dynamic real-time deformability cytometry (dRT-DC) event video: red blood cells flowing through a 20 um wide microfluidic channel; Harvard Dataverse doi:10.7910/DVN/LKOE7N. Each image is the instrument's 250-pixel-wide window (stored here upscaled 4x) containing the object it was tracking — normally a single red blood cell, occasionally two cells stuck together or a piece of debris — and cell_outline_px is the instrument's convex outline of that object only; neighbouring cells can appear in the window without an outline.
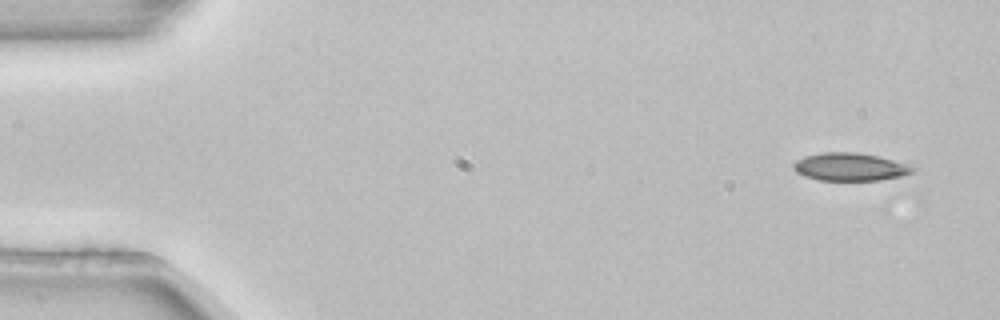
{"species": "common noctule bat (a hibernating species)", "species_latin": "Nyctalus noctula", "temperature_condition": "room temperature", "stored_images_in_passage": 4, "camera_frame_rate_fps": 3000, "um_per_image_px": 0.085, "animal": {"sex": "female", "body_mass_g": 22.7, "forearm_length_mm": 54.2}, "frame": {"image": 1, "passage_image": 1, "time_ms": 0.0, "image_size_px": [1000, 320], "cell_outline_px": [[916, 172], [900, 176], [880, 180], [820, 180], [804, 176], [796, 172], [792, 168], [792, 164], [796, 160], [804, 156], [824, 152], [856, 152], [876, 156], [892, 160], [916, 168]], "centroid_in_image_um": [72.21, 14.18], "position_along_channel_um": 12.8, "area_um2": 19.25}}